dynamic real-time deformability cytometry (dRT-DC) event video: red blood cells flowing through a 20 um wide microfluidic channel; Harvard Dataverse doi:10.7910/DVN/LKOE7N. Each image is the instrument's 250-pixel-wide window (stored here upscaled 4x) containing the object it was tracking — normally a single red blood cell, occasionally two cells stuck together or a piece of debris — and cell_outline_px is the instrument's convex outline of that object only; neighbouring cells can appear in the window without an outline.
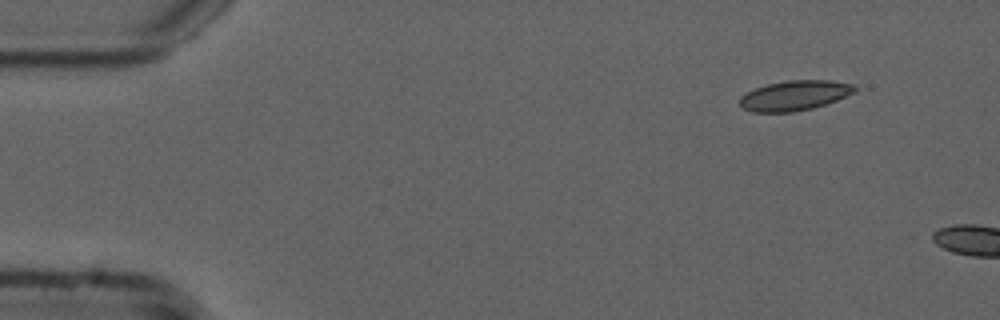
{"species": "common noctule bat (a hibernating species)", "species_latin": "Nyctalus noctula", "temperature_condition": "cold", "stored_images_in_passage": 6, "camera_frame_rate_fps": 3000, "um_per_image_px": 0.085, "animal": {"sex": "male", "forearm_length_mm": 52.5}, "frame": {"image": 1, "passage_image": 1, "time_ms": 0.0, "image_size_px": [1000, 320], "cell_outline_px": [[856, 92], [836, 100], [812, 108], [792, 112], [752, 112], [744, 108], [740, 104], [740, 96], [756, 88], [768, 84], [788, 80], [828, 80], [856, 84]], "centroid_in_image_um": [67.57, 8.11], "position_along_channel_um": 17.4, "area_um2": 19.94}}